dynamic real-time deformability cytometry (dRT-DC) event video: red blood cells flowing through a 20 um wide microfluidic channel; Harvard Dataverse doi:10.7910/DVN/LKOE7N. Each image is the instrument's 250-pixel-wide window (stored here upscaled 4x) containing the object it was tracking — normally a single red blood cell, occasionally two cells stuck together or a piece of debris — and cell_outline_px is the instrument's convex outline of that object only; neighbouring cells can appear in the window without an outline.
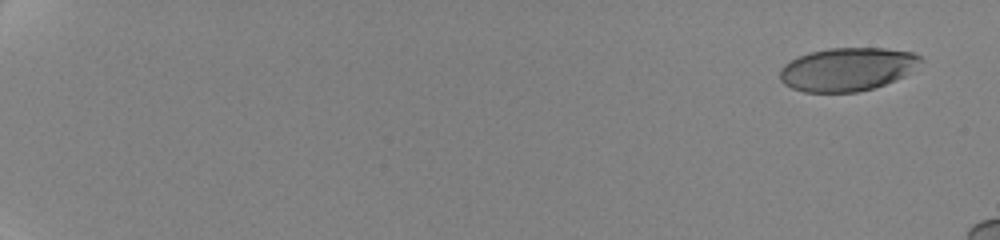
{"species": "human", "species_latin": "Homo sapiens", "temperature_condition": "cold", "stored_images_in_passage": 6, "camera_frame_rate_fps": 3000, "um_per_image_px": 0.085, "donor": {"sex": "female"}, "frame": {"image": 1, "passage_image": 1, "time_ms": 0.0, "image_size_px": [1000, 240], "cell_outline_px": [[924, 60], [904, 76], [896, 80], [876, 88], [856, 92], [804, 92], [792, 88], [784, 84], [780, 80], [780, 68], [784, 64], [800, 56], [812, 52], [828, 48], [884, 48], [912, 52], [920, 56]], "centroid_in_image_um": [72.03, 5.89], "position_along_channel_um": 13.0, "area_um2": 35.55}}